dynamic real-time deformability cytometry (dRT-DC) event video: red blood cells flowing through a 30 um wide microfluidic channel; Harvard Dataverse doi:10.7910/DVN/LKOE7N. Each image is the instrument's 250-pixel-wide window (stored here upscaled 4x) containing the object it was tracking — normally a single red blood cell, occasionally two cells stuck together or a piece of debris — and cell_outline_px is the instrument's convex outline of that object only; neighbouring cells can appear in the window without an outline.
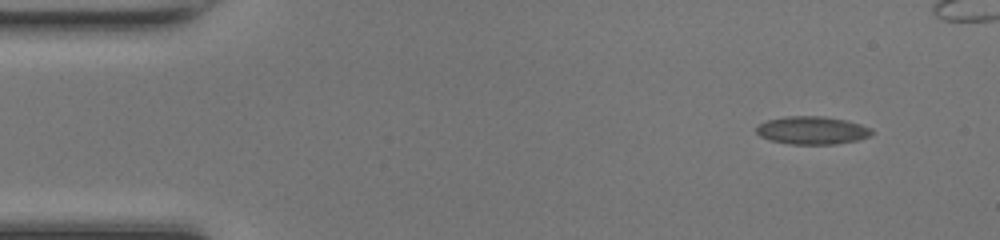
{"species": "common noctule bat (a hibernating species)", "species_latin": "Nyctalus noctula", "temperature_condition": "room temperature", "stored_images_in_passage": 47, "camera_frame_rate_fps": 3000, "um_per_image_px": 0.085, "animal": {"sex": "female", "body_mass_g": 17.0, "forearm_length_mm": 48.0}, "frame": {"image": 1, "passage_image": 1, "time_ms": 0.0, "image_size_px": [1000, 240], "cell_outline_px": [[872, 132], [868, 136], [856, 140], [836, 144], [788, 144], [768, 140], [760, 136], [756, 132], [756, 124], [768, 120], [788, 116], [824, 116], [844, 120], [860, 124], [872, 128]], "centroid_in_image_um": [68.98, 11.08], "position_along_channel_um": 16.0, "area_um2": 18.79}}
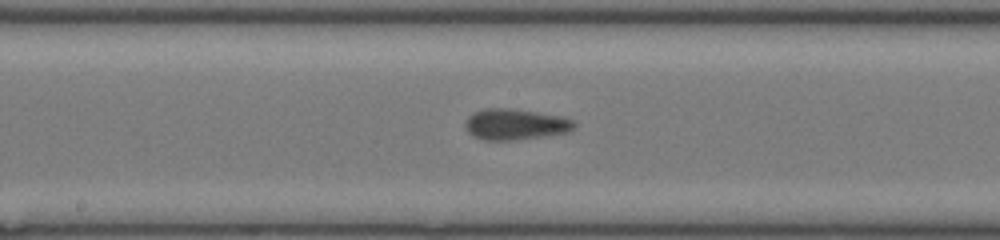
{"frame": {"image": 2, "passage_image": 22, "time_ms": 7.0, "image_size_px": [1000, 240], "cell_outline_px": [[576, 128], [568, 132], [544, 136], [516, 140], [484, 140], [472, 136], [464, 128], [464, 124], [468, 116], [472, 112], [484, 108], [508, 108], [536, 112], [560, 116], [572, 120], [576, 124]], "centroid_in_image_um": [43.76, 10.57], "position_along_channel_um": 204.4, "area_um2": 19.83}}
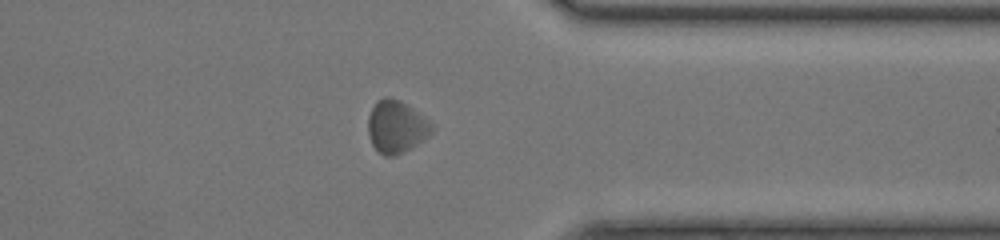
{"frame": {"image": 3, "passage_image": 35, "time_ms": 11.333, "image_size_px": [1000, 240], "cell_outline_px": [[436, 128], [428, 136], [404, 152], [396, 156], [384, 156], [372, 144], [368, 136], [368, 116], [376, 100], [384, 96], [388, 96], [400, 100], [412, 108], [428, 120]], "centroid_in_image_um": [33.67, 10.76], "position_along_channel_um": 377.7, "area_um2": 19.54}, "authors_computed_cell_mechanics": {"area_um2": 18.9584, "velocity_mm_per_s": 4.1935, "shape_relaxation_time_tau1_ms": 3.7968, "shape_relaxation_time_tau2_ms": 1.2958, "deformation_change_tau1": 0.0774, "deformation_change_tau2": 0.0811}}